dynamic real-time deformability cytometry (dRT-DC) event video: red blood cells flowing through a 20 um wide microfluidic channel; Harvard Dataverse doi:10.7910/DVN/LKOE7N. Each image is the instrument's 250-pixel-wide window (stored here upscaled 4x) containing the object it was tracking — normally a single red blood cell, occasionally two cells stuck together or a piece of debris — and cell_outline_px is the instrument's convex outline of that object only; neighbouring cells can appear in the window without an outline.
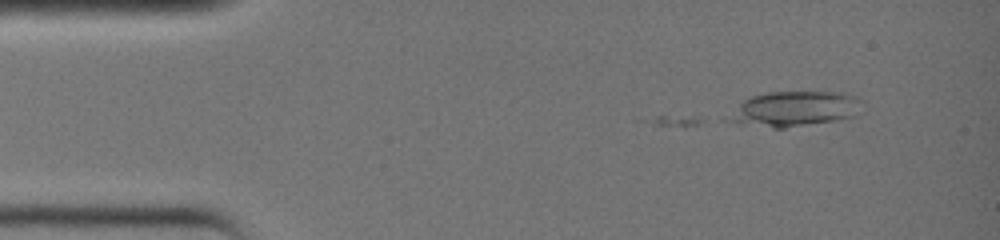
{"species": "common noctule bat (a hibernating species)", "species_latin": "Nyctalus noctula", "temperature_condition": "warm", "stored_images_in_passage": 16, "camera_frame_rate_fps": 3000, "um_per_image_px": 0.085, "animal": {"sex": "female", "body_mass_g": 19.0, "forearm_length_mm": 51.5}, "frame": {"image": 1, "passage_image": 4, "time_ms": 1.0, "image_size_px": [1000, 240], "cell_outline_px": [[844, 116], [828, 120], [780, 128], [776, 128], [736, 120], [740, 104], [744, 100], [752, 96], [772, 92], [828, 92], [844, 96]], "centroid_in_image_um": [67.22, 9.23], "position_along_channel_um": 17.8, "area_um2": 22.66}}